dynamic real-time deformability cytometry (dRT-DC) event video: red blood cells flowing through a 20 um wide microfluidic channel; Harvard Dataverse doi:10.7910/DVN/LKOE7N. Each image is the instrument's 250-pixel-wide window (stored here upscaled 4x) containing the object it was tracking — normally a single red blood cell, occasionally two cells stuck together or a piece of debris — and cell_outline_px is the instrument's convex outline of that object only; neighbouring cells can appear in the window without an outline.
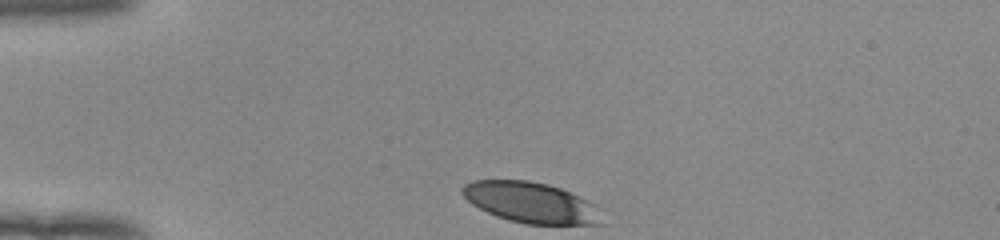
{"species": "human", "species_latin": "Homo sapiens", "temperature_condition": "room temperature", "stored_images_in_passage": 32, "camera_frame_rate_fps": 3000, "um_per_image_px": 0.085, "donor": {"sex": "female"}, "frame": {"image": 1, "passage_image": 1, "time_ms": 0.0, "image_size_px": [1000, 240], "cell_outline_px": [[604, 224], [524, 224], [508, 220], [496, 216], [472, 204], [460, 192], [460, 188], [464, 184], [472, 180], [528, 180], [548, 184], [560, 188], [588, 200], [596, 204]], "centroid_in_image_um": [45.12, 17.21], "position_along_channel_um": 39.9, "area_um2": 33.18}}
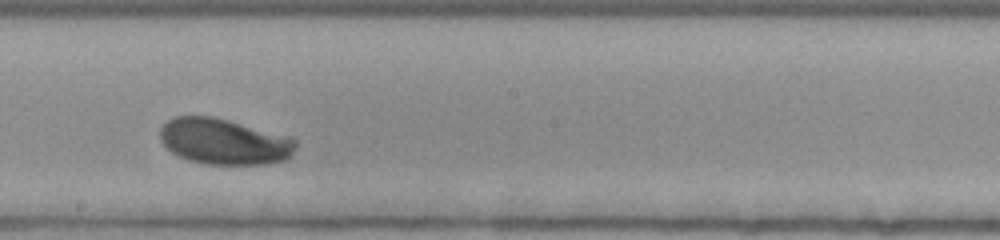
{"frame": {"image": 2, "passage_image": 19, "time_ms": 6.0, "image_size_px": [1000, 240], "cell_outline_px": [[296, 148], [284, 160], [268, 164], [204, 164], [188, 160], [172, 152], [160, 140], [160, 128], [168, 120], [176, 116], [212, 116], [228, 120], [288, 136], [296, 140]], "centroid_in_image_um": [19.03, 12.03], "position_along_channel_um": 229.2, "area_um2": 36.07}}
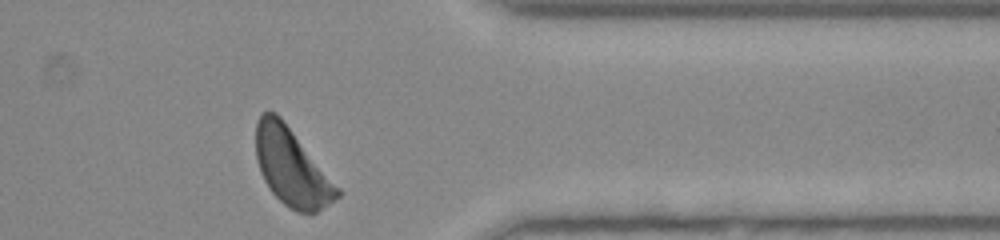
{"frame": {"image": 3, "passage_image": 32, "time_ms": 10.333, "image_size_px": [1000, 240], "cell_outline_px": [[340, 196], [316, 212], [296, 212], [288, 208], [272, 192], [264, 180], [260, 172], [256, 160], [256, 120], [260, 112], [276, 112], [280, 116], [340, 188]], "centroid_in_image_um": [24.77, 14.2], "position_along_channel_um": 386.6, "area_um2": 36.41}, "authors_computed_cell_mechanics": {"area_um2": 36.2117, "velocity_mm_per_s": 3.8614, "shape_relaxation_time_tau1_ms": 3.2562, "shape_relaxation_time_tau2_ms": null, "deformation_change_tau1": 0.157, "deformation_change_tau2": null}}